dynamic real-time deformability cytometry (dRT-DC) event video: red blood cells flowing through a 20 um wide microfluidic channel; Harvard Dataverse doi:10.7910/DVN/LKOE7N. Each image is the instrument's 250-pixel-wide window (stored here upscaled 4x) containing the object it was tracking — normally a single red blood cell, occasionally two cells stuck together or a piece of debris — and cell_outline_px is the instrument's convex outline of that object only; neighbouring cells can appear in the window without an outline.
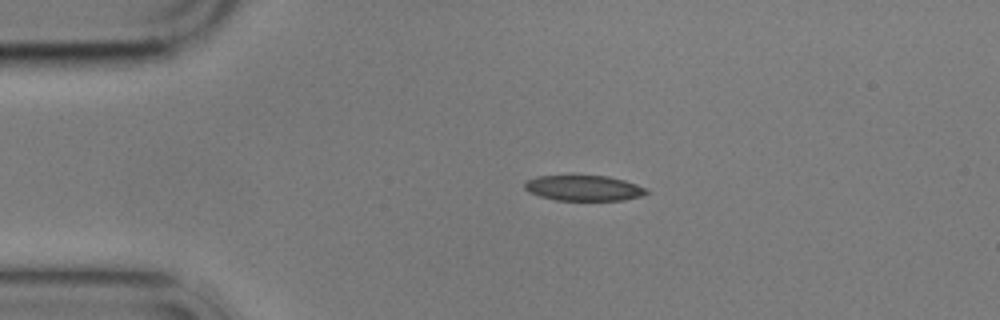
{"species": "common noctule bat (a hibernating species)", "species_latin": "Nyctalus noctula", "temperature_condition": "cold", "stored_images_in_passage": 2, "camera_frame_rate_fps": 3000, "um_per_image_px": 0.085, "animal": {"sex": "male", "body_mass_g": 17.9}, "frame": {"image": 1, "passage_image": 1, "time_ms": 0.0, "image_size_px": [1000, 320], "cell_outline_px": [[648, 192], [644, 196], [624, 200], [556, 200], [540, 196], [528, 192], [524, 188], [524, 184], [528, 180], [536, 176], [608, 176], [624, 180], [648, 188]], "centroid_in_image_um": [49.65, 15.99], "position_along_channel_um": 35.3, "area_um2": 18.09}}